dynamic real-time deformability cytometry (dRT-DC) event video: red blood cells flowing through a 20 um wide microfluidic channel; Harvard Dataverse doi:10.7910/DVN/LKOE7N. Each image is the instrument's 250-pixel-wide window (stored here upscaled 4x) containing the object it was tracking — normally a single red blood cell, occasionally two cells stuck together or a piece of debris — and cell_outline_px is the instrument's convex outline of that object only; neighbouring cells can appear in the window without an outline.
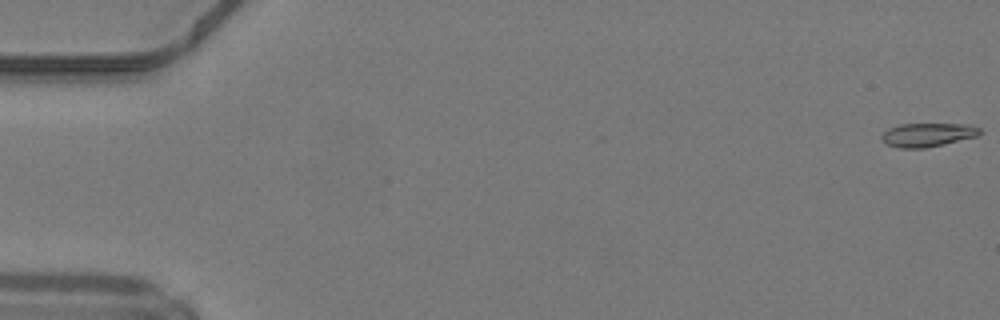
{"species": "common noctule bat (a hibernating species)", "species_latin": "Nyctalus noctula", "temperature_condition": "warm", "stored_images_in_passage": 46, "camera_frame_rate_fps": 3000, "um_per_image_px": 0.085, "animal": {"sex": "male", "body_mass_g": 19.2, "forearm_length_mm": 51.8}, "frame": {"image": 1, "passage_image": 1, "time_ms": 0.0, "image_size_px": [1000, 320], "cell_outline_px": [[980, 132], [976, 136], [944, 144], [924, 148], [900, 148], [888, 144], [880, 140], [880, 136], [888, 128], [900, 124], [968, 124], [980, 128]], "centroid_in_image_um": [78.8, 11.45], "position_along_channel_um": 6.2, "area_um2": 13.47}}
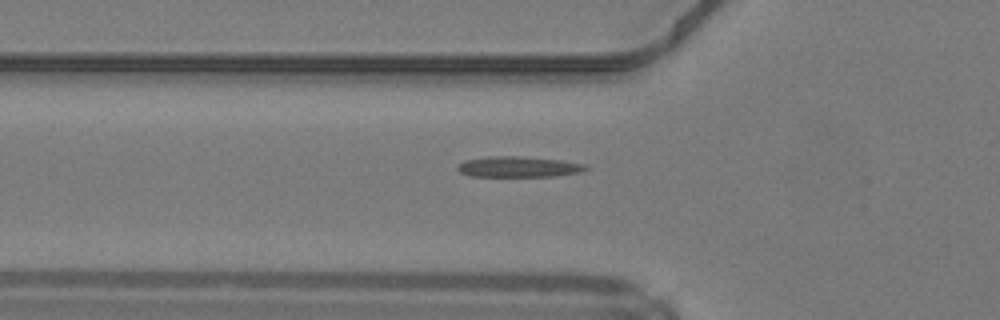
{"frame": {"image": 2, "passage_image": 18, "time_ms": 5.667, "image_size_px": [1000, 320], "cell_outline_px": [[588, 168], [580, 172], [552, 176], [468, 176], [460, 172], [456, 168], [464, 160], [488, 156], [524, 156], [560, 160], [584, 164]], "centroid_in_image_um": [44.02, 14.17], "position_along_channel_um": 81.8, "area_um2": 15.37}}
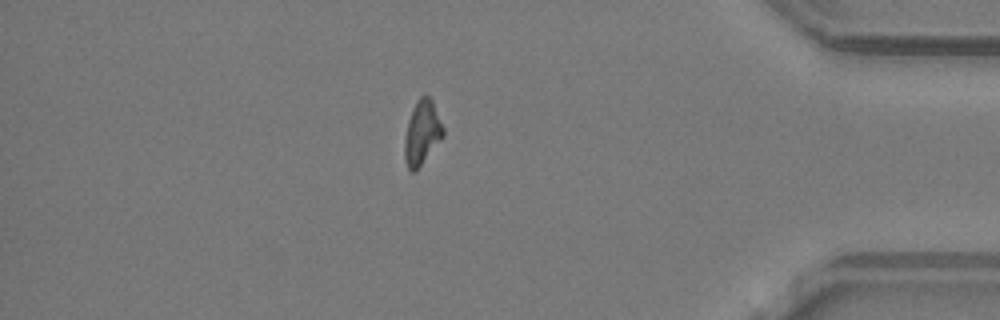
{"frame": {"image": 3, "passage_image": 43, "time_ms": 14.0, "image_size_px": [1000, 320], "cell_outline_px": [[444, 136], [416, 172], [412, 172], [408, 168], [404, 160], [404, 140], [408, 120], [412, 108], [416, 100], [420, 96], [428, 96], [432, 100], [444, 128]], "centroid_in_image_um": [35.86, 11.3], "position_along_channel_um": 399.3, "area_um2": 14.62}}